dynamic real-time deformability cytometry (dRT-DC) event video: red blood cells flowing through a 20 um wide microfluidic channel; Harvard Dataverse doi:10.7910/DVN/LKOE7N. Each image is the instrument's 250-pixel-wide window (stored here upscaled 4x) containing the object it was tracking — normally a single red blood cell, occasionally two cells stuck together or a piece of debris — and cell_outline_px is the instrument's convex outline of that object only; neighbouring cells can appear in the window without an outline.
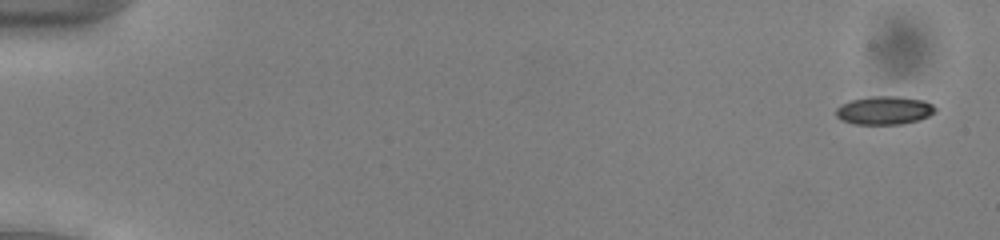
{"species": "common noctule bat (a hibernating species)", "species_latin": "Nyctalus noctula", "temperature_condition": "cold", "stored_images_in_passage": 55, "camera_frame_rate_fps": 3000, "um_per_image_px": 0.085, "animal": {"sex": "male", "body_mass_g": 13.0, "forearm_length_mm": 53.1}, "frame": {"image": 1, "passage_image": 3, "time_ms": 0.667, "image_size_px": [1000, 240], "cell_outline_px": [[936, 112], [920, 120], [900, 124], [856, 124], [840, 120], [836, 116], [836, 108], [852, 100], [868, 96], [896, 96], [924, 100], [932, 104], [936, 108]], "centroid_in_image_um": [75.19, 9.38], "position_along_channel_um": 9.8, "area_um2": 16.42}}
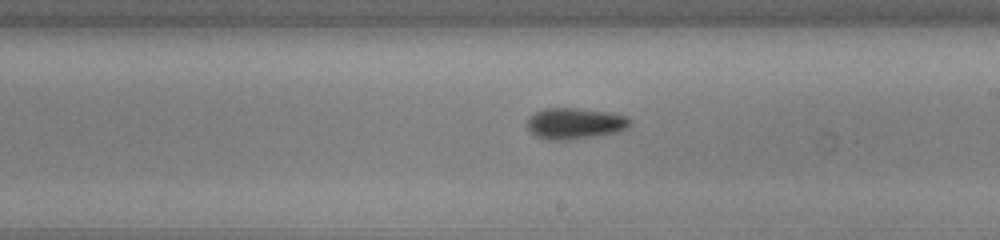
{"frame": {"image": 2, "passage_image": 33, "time_ms": 10.667, "image_size_px": [1000, 240], "cell_outline_px": [[632, 124], [628, 128], [620, 132], [596, 136], [568, 140], [544, 140], [536, 136], [528, 128], [528, 120], [536, 112], [544, 108], [576, 108], [612, 112], [628, 116], [632, 120]], "centroid_in_image_um": [48.95, 10.5], "position_along_channel_um": 240.0, "area_um2": 18.96}}
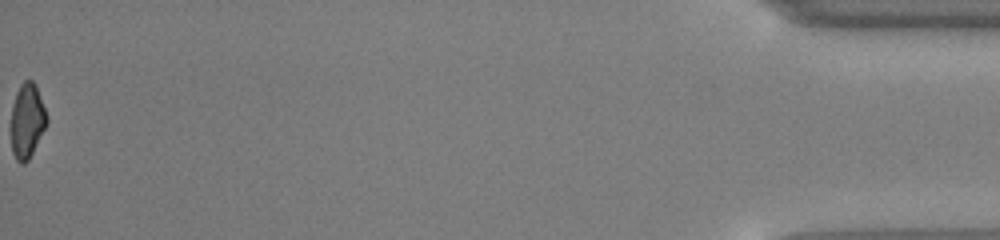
{"frame": {"image": 3, "passage_image": 55, "time_ms": 18.0, "image_size_px": [1000, 240], "cell_outline_px": [[48, 124], [28, 160], [24, 164], [20, 164], [16, 160], [12, 152], [12, 108], [16, 92], [20, 84], [24, 80], [32, 80], [36, 88], [48, 116]], "centroid_in_image_um": [2.32, 10.29], "position_along_channel_um": 432.9, "area_um2": 15.43}, "authors_computed_cell_mechanics": {"area_um2": 17.051, "velocity_mm_per_s": 3.9243, "shape_relaxation_time_tau1_ms": 2.5079, "shape_relaxation_time_tau2_ms": 7.5811, "deformation_change_tau1": 0.1033, "deformation_change_tau2": 0.162}}